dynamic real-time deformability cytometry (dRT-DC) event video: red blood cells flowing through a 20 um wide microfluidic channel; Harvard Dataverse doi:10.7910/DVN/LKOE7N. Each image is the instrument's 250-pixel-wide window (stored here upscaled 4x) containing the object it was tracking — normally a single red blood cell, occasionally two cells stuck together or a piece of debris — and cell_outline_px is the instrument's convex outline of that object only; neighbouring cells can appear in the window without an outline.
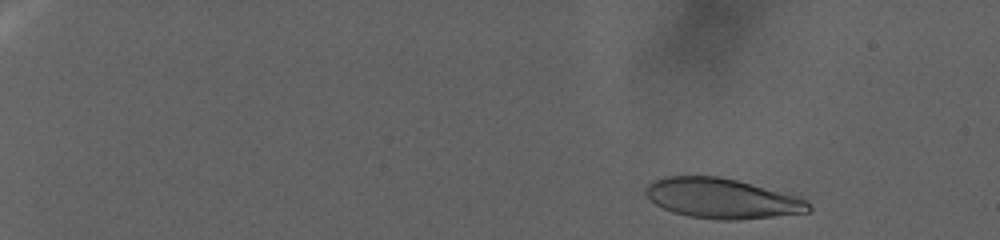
{"species": "human", "species_latin": "Homo sapiens", "temperature_condition": "warm", "stored_images_in_passage": 109, "camera_frame_rate_fps": 3000, "um_per_image_px": 0.085, "donor": {"sex": "female"}, "frame": {"image": 1, "passage_image": 10, "time_ms": 3.0, "image_size_px": [1000, 240], "cell_outline_px": [[812, 208], [808, 212], [736, 220], [716, 220], [688, 216], [672, 212], [648, 200], [644, 192], [644, 188], [648, 184], [664, 176], [720, 176], [804, 196], [812, 204]], "centroid_in_image_um": [61.41, 16.86], "position_along_channel_um": 23.6, "area_um2": 38.61}}
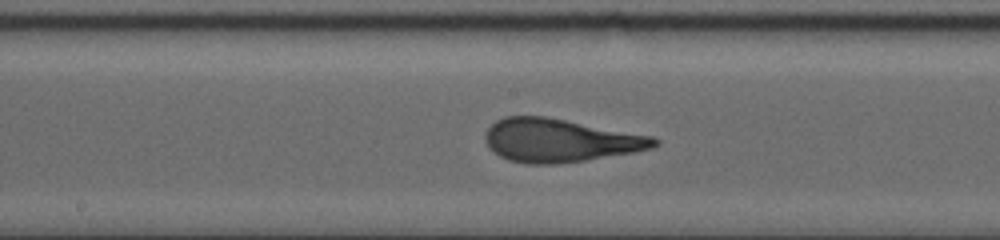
{"frame": {"image": 2, "passage_image": 64, "time_ms": 21.0, "image_size_px": [1000, 240], "cell_outline_px": [[660, 144], [652, 148], [632, 152], [584, 160], [552, 164], [524, 164], [508, 160], [500, 156], [484, 140], [484, 136], [488, 128], [496, 120], [504, 116], [544, 116], [652, 136], [660, 140]], "centroid_in_image_um": [47.58, 11.93], "position_along_channel_um": 200.6, "area_um2": 42.19}}
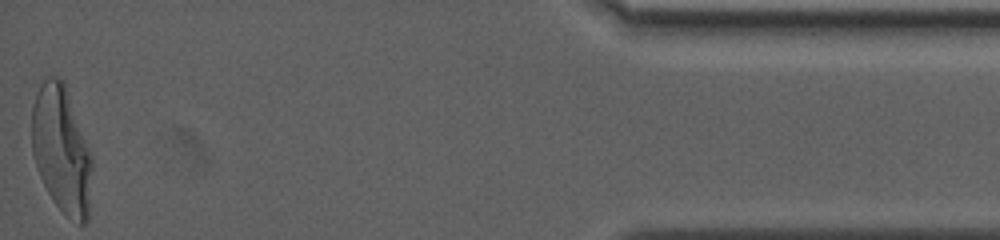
{"frame": {"image": 3, "passage_image": 109, "time_ms": 36.0, "image_size_px": [1000, 240], "cell_outline_px": [[92, 168], [88, 220], [84, 224], [80, 224], [64, 216], [52, 200], [40, 176], [32, 152], [32, 104], [36, 92], [40, 84], [48, 76], [56, 76], [64, 80], [92, 156]], "centroid_in_image_um": [5.23, 12.73], "position_along_channel_um": 430.0, "area_um2": 44.97}}